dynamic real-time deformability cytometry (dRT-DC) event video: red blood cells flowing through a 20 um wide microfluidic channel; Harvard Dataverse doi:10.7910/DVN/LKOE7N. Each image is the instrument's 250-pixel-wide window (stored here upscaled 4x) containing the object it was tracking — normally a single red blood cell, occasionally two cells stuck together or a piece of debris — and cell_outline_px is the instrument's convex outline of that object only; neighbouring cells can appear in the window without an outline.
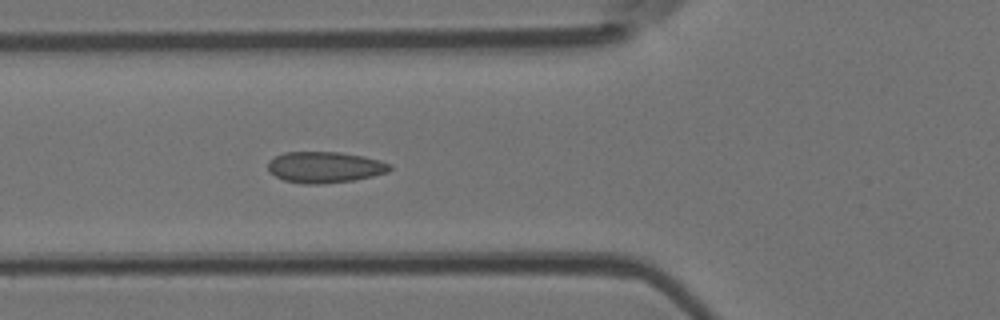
{"species": "Egyptian fruit bat (a non-hibernating species)", "species_latin": "Rousettus aegyptiacus", "temperature_condition": "room temperature", "stored_images_in_passage": 6, "camera_frame_rate_fps": 3000, "um_per_image_px": 0.085, "animal": {"sex": "female"}, "frame": {"image": 1, "passage_image": 6, "time_ms": 5.667, "image_size_px": [1000, 320], "cell_outline_px": [[392, 168], [388, 172], [372, 176], [352, 180], [324, 184], [304, 184], [284, 180], [276, 176], [268, 168], [268, 160], [284, 152], [340, 152], [364, 156], [380, 160], [392, 164]], "centroid_in_image_um": [27.63, 14.21], "position_along_channel_um": 98.2, "area_um2": 22.14}}